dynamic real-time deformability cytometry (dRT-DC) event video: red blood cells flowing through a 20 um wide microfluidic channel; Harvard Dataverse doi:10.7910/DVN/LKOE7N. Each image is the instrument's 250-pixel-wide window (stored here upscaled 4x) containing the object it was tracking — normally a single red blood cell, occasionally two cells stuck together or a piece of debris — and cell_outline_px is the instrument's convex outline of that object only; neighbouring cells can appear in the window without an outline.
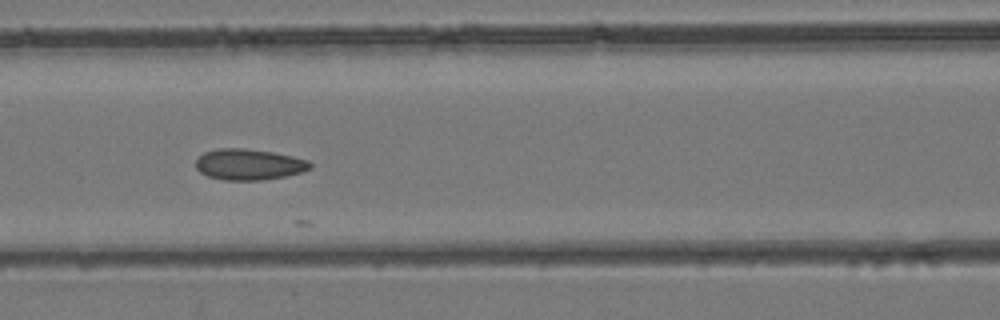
{"species": "common noctule bat (a hibernating species)", "species_latin": "Nyctalus noctula", "temperature_condition": "room temperature", "stored_images_in_passage": 25, "camera_frame_rate_fps": 3000, "um_per_image_px": 0.085, "animal": {"sex": "female", "body_mass_g": 24.6, "forearm_length_mm": 56.2}, "frame": {"image": 1, "passage_image": 20, "time_ms": 6.333, "image_size_px": [1000, 320], "cell_outline_px": [[312, 168], [300, 172], [284, 176], [260, 180], [224, 180], [208, 176], [200, 172], [196, 168], [196, 160], [204, 152], [220, 148], [244, 148], [272, 152], [292, 156], [308, 160], [312, 164]], "centroid_in_image_um": [21.15, 13.97], "position_along_channel_um": 145.5, "area_um2": 20.52}}
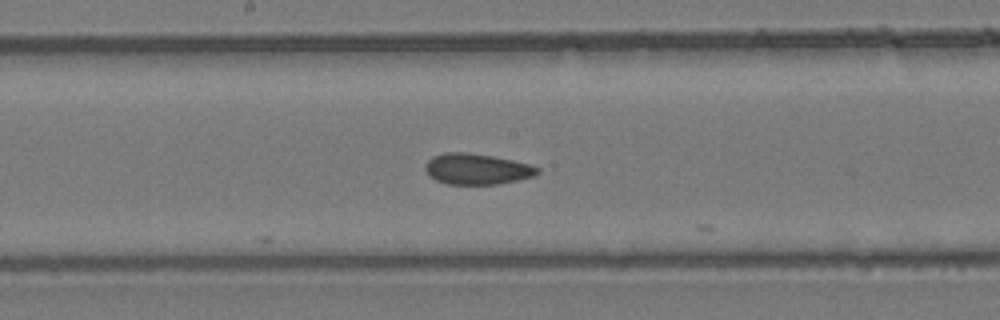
{"frame": {"image": 2, "passage_image": 24, "time_ms": 7.667, "image_size_px": [1000, 320], "cell_outline_px": [[540, 172], [532, 176], [516, 180], [496, 184], [448, 184], [436, 180], [424, 168], [424, 164], [432, 156], [444, 152], [464, 152], [492, 156], [512, 160], [528, 164], [540, 168]], "centroid_in_image_um": [40.51, 14.35], "position_along_channel_um": 207.7, "area_um2": 19.94}}